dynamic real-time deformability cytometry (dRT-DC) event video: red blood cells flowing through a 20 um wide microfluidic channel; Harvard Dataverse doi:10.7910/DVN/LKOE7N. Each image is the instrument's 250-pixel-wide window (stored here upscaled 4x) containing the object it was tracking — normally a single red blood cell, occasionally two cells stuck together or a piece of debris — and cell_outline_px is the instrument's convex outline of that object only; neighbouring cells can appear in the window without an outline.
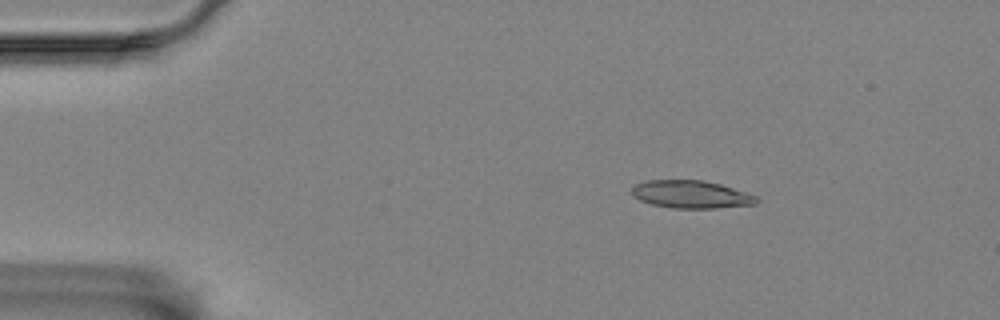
{"species": "Egyptian fruit bat (a non-hibernating species)", "species_latin": "Rousettus aegyptiacus", "temperature_condition": "room temperature", "stored_images_in_passage": 52, "camera_frame_rate_fps": 3000, "um_per_image_px": 0.085, "animal": {"sex": "female"}, "frame": {"image": 1, "passage_image": 3, "time_ms": 0.667, "image_size_px": [1000, 320], "cell_outline_px": [[760, 200], [756, 204], [716, 208], [672, 208], [652, 204], [640, 200], [632, 196], [632, 188], [636, 184], [648, 180], [700, 180], [720, 184], [756, 196]], "centroid_in_image_um": [58.73, 16.53], "position_along_channel_um": 26.3, "area_um2": 20.0}}
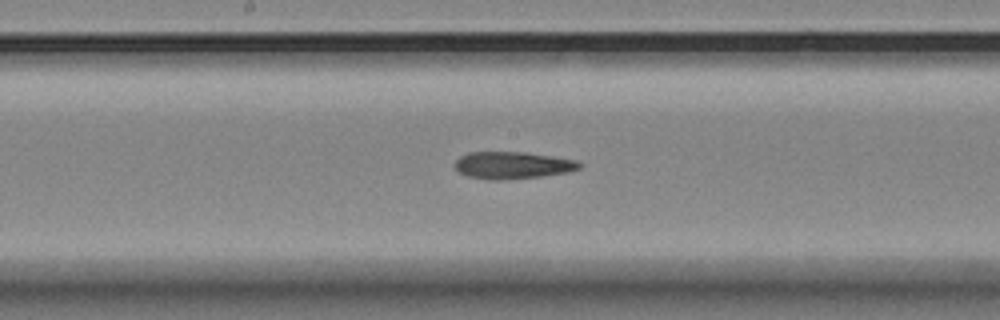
{"frame": {"image": 2, "passage_image": 24, "time_ms": 7.667, "image_size_px": [1000, 320], "cell_outline_px": [[584, 164], [580, 168], [568, 172], [544, 176], [500, 180], [488, 180], [464, 176], [456, 172], [452, 164], [460, 156], [468, 152], [524, 152], [580, 160]], "centroid_in_image_um": [43.54, 14.05], "position_along_channel_um": 204.7, "area_um2": 20.23}}
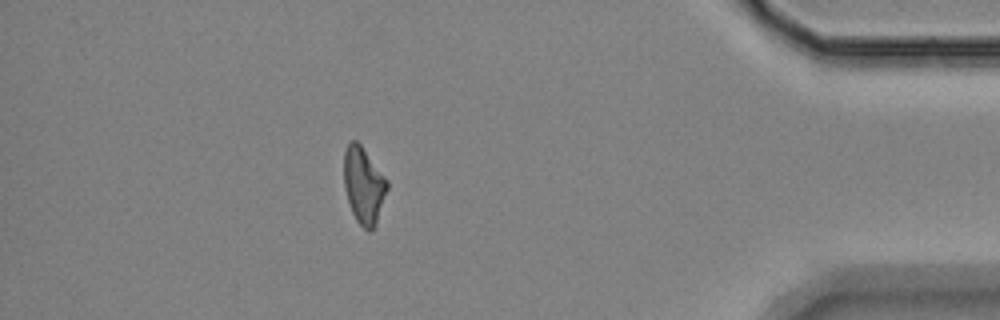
{"frame": {"image": 3, "passage_image": 45, "time_ms": 14.667, "image_size_px": [1000, 320], "cell_outline_px": [[388, 188], [376, 224], [372, 232], [368, 232], [356, 220], [352, 212], [344, 188], [344, 152], [348, 144], [352, 140], [356, 140], [360, 144], [388, 180]], "centroid_in_image_um": [30.92, 15.77], "position_along_channel_um": 404.3, "area_um2": 19.25}}